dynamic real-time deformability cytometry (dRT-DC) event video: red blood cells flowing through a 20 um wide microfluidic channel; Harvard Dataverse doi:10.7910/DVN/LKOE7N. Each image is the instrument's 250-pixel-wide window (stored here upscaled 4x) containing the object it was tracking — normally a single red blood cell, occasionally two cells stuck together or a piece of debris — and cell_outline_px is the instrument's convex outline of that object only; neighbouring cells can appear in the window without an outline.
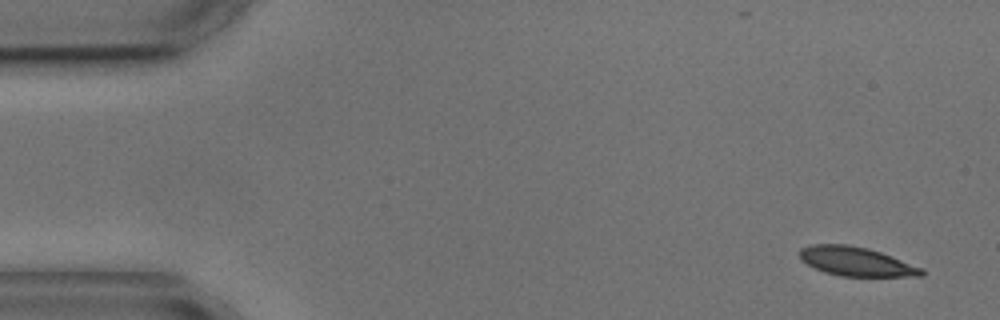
{"species": "common noctule bat (a hibernating species)", "species_latin": "Nyctalus noctula", "temperature_condition": "cold", "stored_images_in_passage": 13, "camera_frame_rate_fps": 3000, "um_per_image_px": 0.085, "animal": {"sex": "male", "body_mass_g": 17.9, "forearm_length_mm": 54.2}, "frame": {"image": 1, "passage_image": 1, "time_ms": 0.0, "image_size_px": [1000, 320], "cell_outline_px": [[924, 276], [840, 276], [824, 272], [800, 260], [800, 248], [812, 244], [848, 244], [868, 248], [880, 252], [924, 268]], "centroid_in_image_um": [72.78, 22.22], "position_along_channel_um": 12.2, "area_um2": 20.63}}
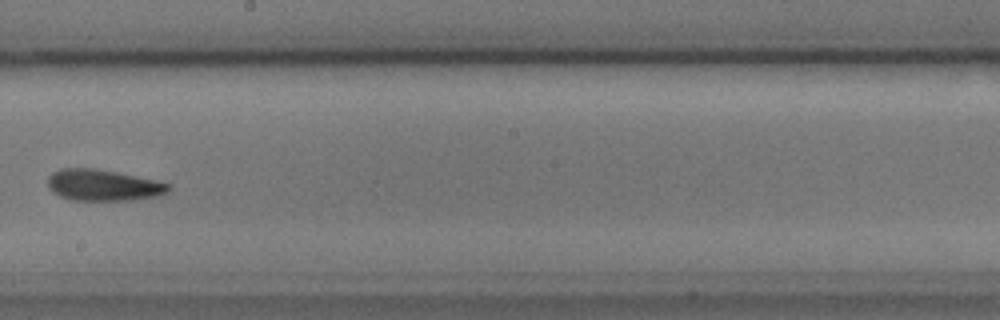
{"frame": {"image": 2, "passage_image": 8, "time_ms": 9.333, "image_size_px": [1000, 320], "cell_outline_px": [[172, 188], [168, 192], [156, 196], [132, 200], [72, 200], [60, 196], [52, 192], [48, 188], [48, 176], [52, 172], [60, 168], [96, 168], [156, 180], [172, 184]], "centroid_in_image_um": [8.77, 15.73], "position_along_channel_um": 239.4, "area_um2": 22.2}}
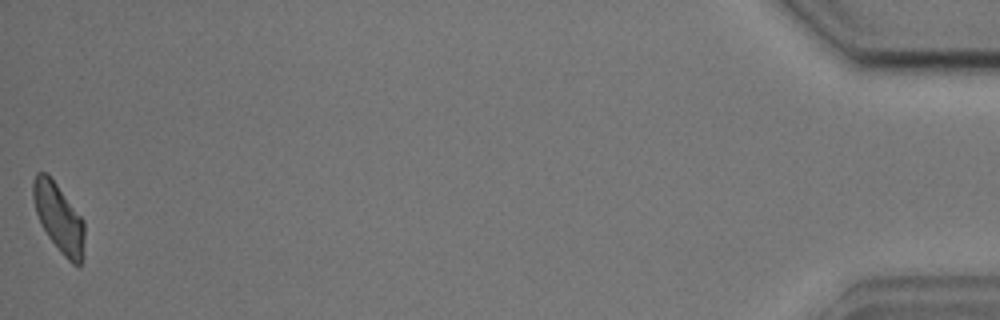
{"frame": {"image": 3, "passage_image": 13, "time_ms": 17.333, "image_size_px": [1000, 320], "cell_outline_px": [[84, 256], [80, 268], [72, 264], [60, 252], [48, 236], [40, 224], [36, 212], [32, 196], [32, 180], [36, 172], [48, 172], [84, 220]], "centroid_in_image_um": [5.0, 18.52], "position_along_channel_um": 430.2, "area_um2": 20.98}, "authors_computed_cell_mechanics": {"area_um2": 21.5016, "velocity_mm_per_s": 3.6108, "shape_relaxation_time_tau1_ms": 4.5902, "shape_relaxation_time_tau2_ms": 3.8014, "deformation_change_tau1": 0.1151, "deformation_change_tau2": 0.0907}}